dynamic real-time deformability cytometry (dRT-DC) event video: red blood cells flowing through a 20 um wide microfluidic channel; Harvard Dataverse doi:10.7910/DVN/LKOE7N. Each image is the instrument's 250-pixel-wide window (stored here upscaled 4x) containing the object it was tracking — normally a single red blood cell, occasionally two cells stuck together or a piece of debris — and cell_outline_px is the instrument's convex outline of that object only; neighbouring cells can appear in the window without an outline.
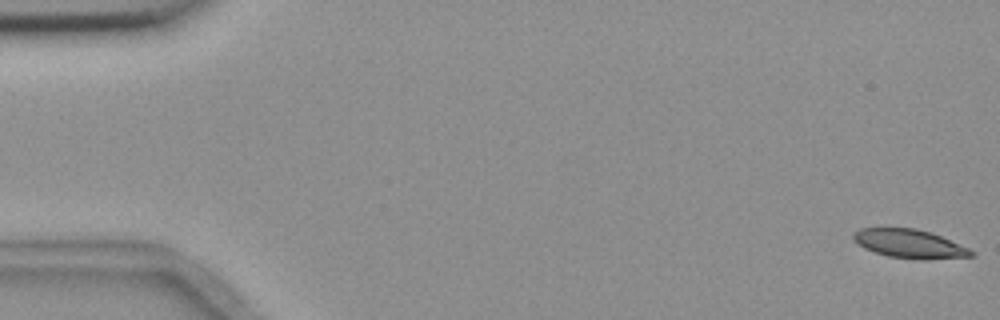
{"species": "common noctule bat (a hibernating species)", "species_latin": "Nyctalus noctula", "temperature_condition": "room temperature", "stored_images_in_passage": 7, "camera_frame_rate_fps": 3000, "um_per_image_px": 0.085, "animal": {"sex": "female", "body_mass_g": 18.4}, "frame": {"image": 1, "passage_image": 1, "time_ms": 0.0, "image_size_px": [1000, 320], "cell_outline_px": [[976, 252], [972, 256], [924, 260], [916, 260], [888, 256], [864, 248], [852, 240], [852, 232], [860, 228], [916, 228], [932, 232], [968, 248]], "centroid_in_image_um": [77.29, 20.72], "position_along_channel_um": 7.7, "area_um2": 19.88}}
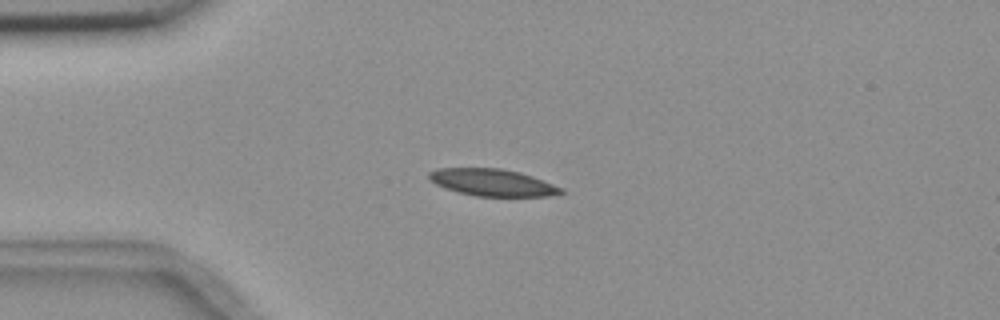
{"frame": {"image": 2, "passage_image": 4, "time_ms": 4.333, "image_size_px": [1000, 320], "cell_outline_px": [[564, 192], [552, 196], [476, 196], [456, 192], [444, 188], [428, 180], [428, 172], [436, 168], [500, 168], [520, 172], [532, 176], [564, 188]], "centroid_in_image_um": [41.83, 15.51], "position_along_channel_um": 43.2, "area_um2": 20.98}}
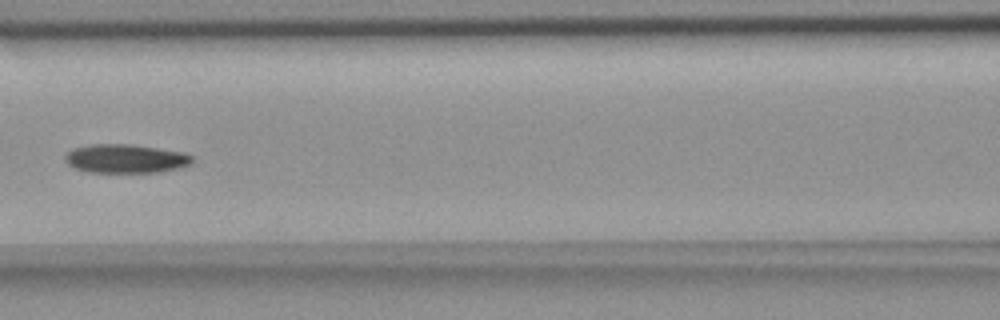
{"frame": {"image": 3, "passage_image": 7, "time_ms": 8.0, "image_size_px": [1000, 320], "cell_outline_px": [[192, 164], [180, 168], [160, 172], [88, 172], [76, 168], [68, 164], [64, 160], [64, 156], [68, 152], [76, 148], [92, 144], [132, 144], [184, 152], [192, 156]], "centroid_in_image_um": [10.71, 13.48], "position_along_channel_um": 155.9, "area_um2": 21.33}}